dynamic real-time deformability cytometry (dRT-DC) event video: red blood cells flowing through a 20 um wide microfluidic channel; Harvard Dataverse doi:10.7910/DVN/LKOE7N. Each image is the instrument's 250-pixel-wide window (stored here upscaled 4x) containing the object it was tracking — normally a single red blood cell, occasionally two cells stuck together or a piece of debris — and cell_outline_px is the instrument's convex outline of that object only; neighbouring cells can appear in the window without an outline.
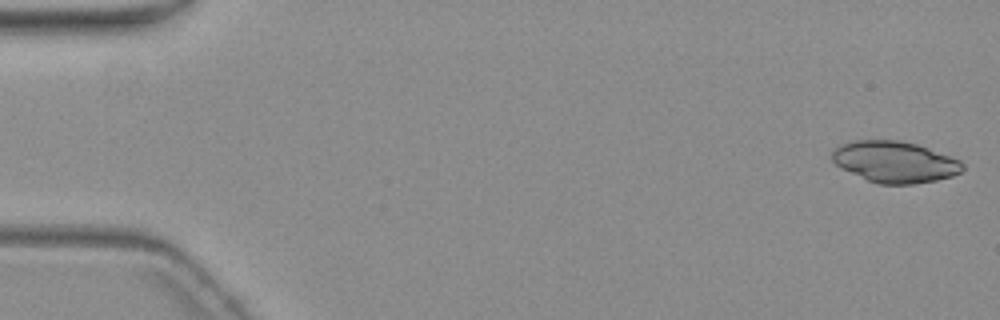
{"species": "common noctule bat (a hibernating species)", "species_latin": "Nyctalus noctula", "temperature_condition": "warm", "stored_images_in_passage": 5, "camera_frame_rate_fps": 3000, "um_per_image_px": 0.085, "animal": {"sex": "female", "body_mass_g": 19.3, "forearm_length_mm": 54.1}, "frame": {"image": 1, "passage_image": 1, "time_ms": 0.0, "image_size_px": [1000, 320], "cell_outline_px": [[964, 168], [960, 172], [952, 176], [936, 180], [916, 184], [880, 184], [868, 180], [840, 168], [832, 160], [832, 152], [836, 148], [852, 140], [900, 140], [916, 144], [928, 148], [960, 160], [964, 164]], "centroid_in_image_um": [76.06, 13.76], "position_along_channel_um": 8.9, "area_um2": 31.27}}